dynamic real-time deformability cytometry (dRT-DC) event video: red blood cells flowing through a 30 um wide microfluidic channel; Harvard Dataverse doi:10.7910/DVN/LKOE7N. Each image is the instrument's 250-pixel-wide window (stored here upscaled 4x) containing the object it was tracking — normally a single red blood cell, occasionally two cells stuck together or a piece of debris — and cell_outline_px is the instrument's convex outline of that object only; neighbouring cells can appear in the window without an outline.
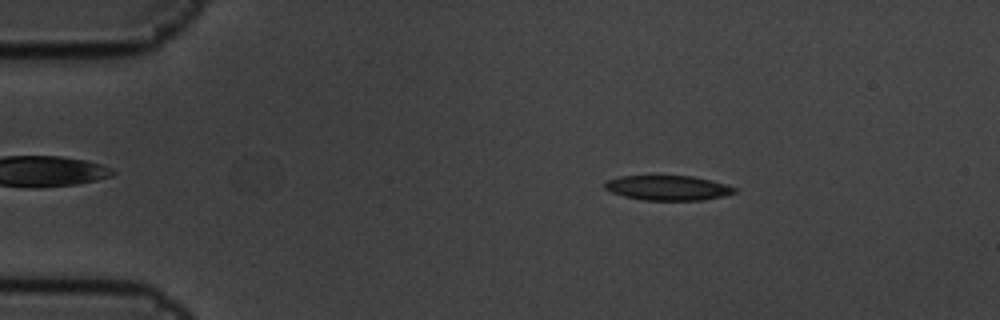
{"species": "common noctule bat (a hibernating species)", "species_latin": "Nyctalus noctula", "temperature_condition": "cold", "stored_images_in_passage": 5, "camera_frame_rate_fps": 3000, "um_per_image_px": 0.085, "animal": {"sex": "male", "body_mass_g": 19.5, "forearm_length_mm": 54.6}, "frame": {"image": 1, "passage_image": 3, "time_ms": 0.667, "image_size_px": [1000, 320], "cell_outline_px": [[736, 192], [724, 196], [704, 200], [644, 200], [624, 196], [612, 192], [604, 188], [604, 184], [608, 180], [620, 176], [692, 176], [712, 180], [736, 188]], "centroid_in_image_um": [56.78, 15.97], "position_along_channel_um": 28.2, "area_um2": 18.67}}